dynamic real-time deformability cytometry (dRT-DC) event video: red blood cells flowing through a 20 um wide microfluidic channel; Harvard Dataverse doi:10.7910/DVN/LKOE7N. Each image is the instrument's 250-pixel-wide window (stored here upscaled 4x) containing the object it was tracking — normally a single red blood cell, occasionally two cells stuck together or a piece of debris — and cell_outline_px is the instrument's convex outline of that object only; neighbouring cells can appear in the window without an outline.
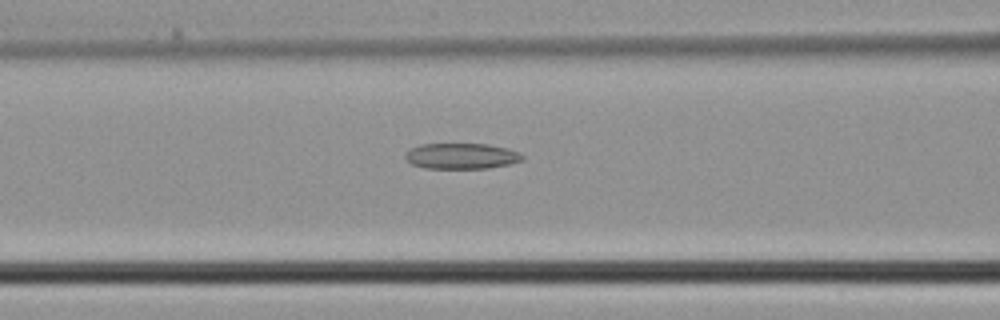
{"species": "common noctule bat (a hibernating species)", "species_latin": "Nyctalus noctula", "temperature_condition": "cold", "stored_images_in_passage": 5, "camera_frame_rate_fps": 3000, "um_per_image_px": 0.085, "animal": {"sex": "male", "body_mass_g": 21.5, "forearm_length_mm": 52.0}, "frame": {"image": 1, "passage_image": 5, "time_ms": 1.333, "image_size_px": [1000, 320], "cell_outline_px": [[524, 160], [508, 164], [488, 168], [428, 168], [412, 164], [404, 156], [404, 152], [408, 148], [420, 144], [488, 144], [508, 148], [520, 152], [524, 156]], "centroid_in_image_um": [39.22, 13.25], "position_along_channel_um": 127.4, "area_um2": 17.69}}